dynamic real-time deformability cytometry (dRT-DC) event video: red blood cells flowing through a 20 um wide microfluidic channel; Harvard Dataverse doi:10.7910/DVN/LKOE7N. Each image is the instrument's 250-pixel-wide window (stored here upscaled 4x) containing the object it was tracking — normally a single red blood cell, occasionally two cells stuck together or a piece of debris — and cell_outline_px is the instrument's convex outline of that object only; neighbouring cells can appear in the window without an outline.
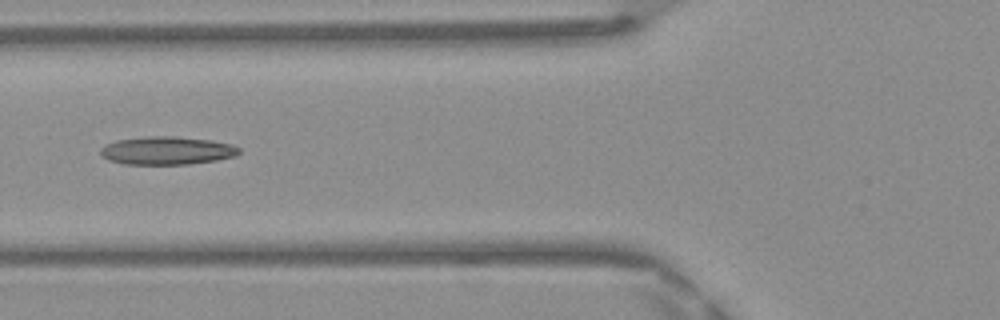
{"species": "Egyptian fruit bat (a non-hibernating species)", "species_latin": "Rousettus aegyptiacus", "temperature_condition": "warm", "stored_images_in_passage": 43, "camera_frame_rate_fps": 3000, "um_per_image_px": 0.085, "frame": {"image": 1, "passage_image": 14, "time_ms": 4.333, "image_size_px": [1000, 320], "cell_outline_px": [[240, 152], [236, 156], [216, 160], [188, 164], [124, 164], [108, 160], [100, 152], [100, 148], [116, 140], [148, 136], [176, 136], [212, 140], [232, 144], [240, 148]], "centroid_in_image_um": [14.22, 12.79], "position_along_channel_um": 111.6, "area_um2": 22.72}}
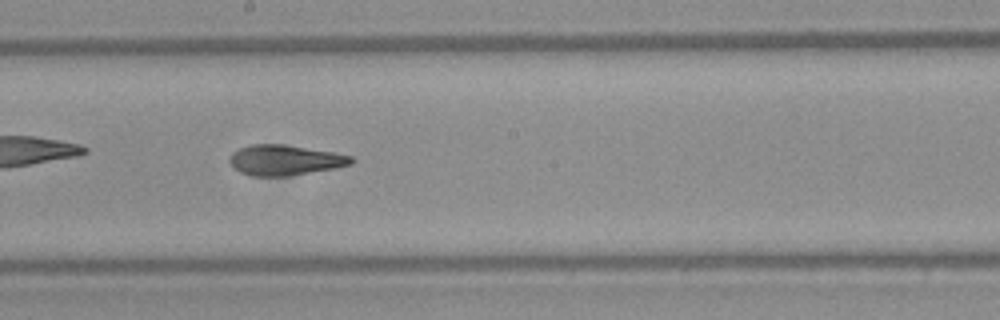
{"frame": {"image": 2, "passage_image": 22, "time_ms": 7.0, "image_size_px": [1000, 320], "cell_outline_px": [[356, 160], [352, 164], [336, 168], [288, 176], [252, 176], [240, 172], [228, 160], [232, 152], [240, 148], [252, 144], [284, 144], [332, 152], [352, 156]], "centroid_in_image_um": [24.24, 13.61], "position_along_channel_um": 224.0, "area_um2": 21.5}}
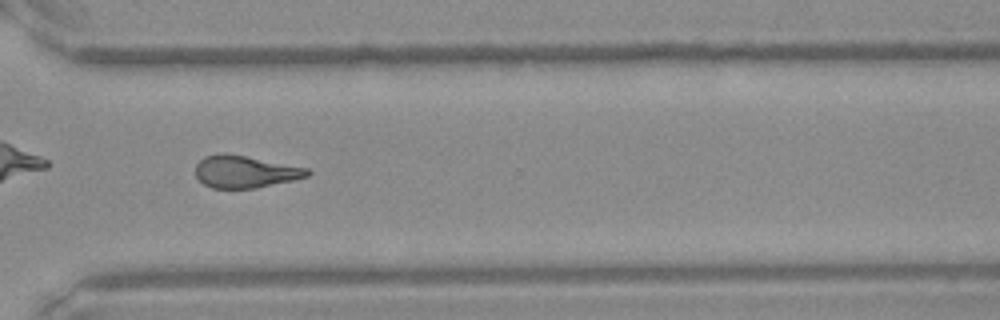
{"frame": {"image": 3, "passage_image": 31, "time_ms": 10.0, "image_size_px": [1000, 320], "cell_outline_px": [[312, 172], [308, 176], [292, 180], [256, 188], [212, 188], [204, 184], [196, 176], [196, 164], [204, 156], [220, 152], [224, 152], [308, 168]], "centroid_in_image_um": [20.81, 14.58], "position_along_channel_um": 349.8, "area_um2": 20.92}, "authors_computed_cell_mechanics": {"area_um2": 21.5016, "velocity_mm_per_s": 4.1996, "shape_relaxation_time_tau1_ms": null, "shape_relaxation_time_tau2_ms": 1.6381, "deformation_change_tau1": null, "deformation_change_tau2": 0.1111}}